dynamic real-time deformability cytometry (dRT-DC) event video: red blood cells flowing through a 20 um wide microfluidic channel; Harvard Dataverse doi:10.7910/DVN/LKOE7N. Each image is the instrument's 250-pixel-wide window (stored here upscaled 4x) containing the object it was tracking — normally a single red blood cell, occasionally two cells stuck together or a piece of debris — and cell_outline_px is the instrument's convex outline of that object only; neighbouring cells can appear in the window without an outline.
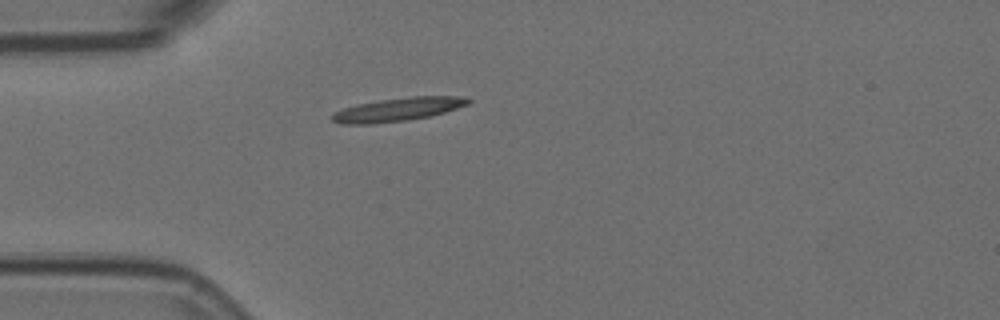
{"species": "Egyptian fruit bat (a non-hibernating species)", "species_latin": "Rousettus aegyptiacus", "temperature_condition": "room temperature", "stored_images_in_passage": 5, "camera_frame_rate_fps": 3000, "um_per_image_px": 0.085, "animal": {"sex": "female"}, "frame": {"image": 1, "passage_image": 5, "time_ms": 1.333, "image_size_px": [1000, 320], "cell_outline_px": [[472, 100], [468, 104], [444, 112], [428, 116], [408, 120], [372, 124], [340, 124], [332, 120], [332, 112], [356, 104], [380, 100], [412, 96], [464, 96]], "centroid_in_image_um": [33.79, 9.3], "position_along_channel_um": 51.2, "area_um2": 18.55}}